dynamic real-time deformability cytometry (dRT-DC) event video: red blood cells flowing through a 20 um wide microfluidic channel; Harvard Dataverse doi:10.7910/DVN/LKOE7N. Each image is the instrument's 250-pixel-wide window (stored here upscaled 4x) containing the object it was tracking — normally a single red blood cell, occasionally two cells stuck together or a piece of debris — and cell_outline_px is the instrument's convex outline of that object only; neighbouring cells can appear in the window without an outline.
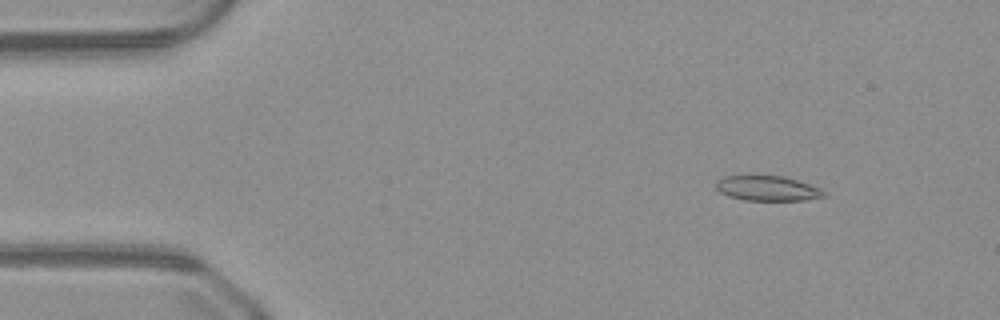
{"species": "common noctule bat (a hibernating species)", "species_latin": "Nyctalus noctula", "temperature_condition": "warm", "stored_images_in_passage": 45, "camera_frame_rate_fps": 3000, "um_per_image_px": 0.085, "animal": {"sex": "male", "body_mass_g": 23.1, "forearm_length_mm": 52.7}, "frame": {"image": 1, "passage_image": 1, "time_ms": 0.0, "image_size_px": [1000, 320], "cell_outline_px": [[824, 196], [804, 200], [744, 200], [728, 196], [720, 192], [716, 188], [716, 180], [724, 176], [784, 176], [820, 188], [824, 192]], "centroid_in_image_um": [65.18, 16.01], "position_along_channel_um": 19.8, "area_um2": 15.49}}
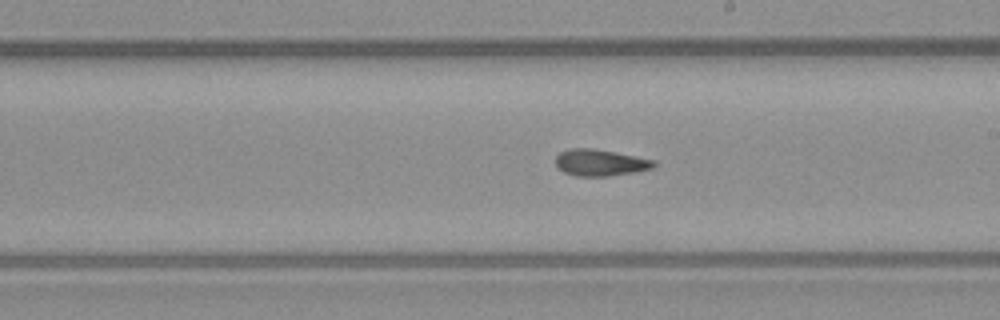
{"frame": {"image": 2, "passage_image": 23, "time_ms": 7.333, "image_size_px": [1000, 320], "cell_outline_px": [[656, 164], [652, 168], [636, 172], [608, 176], [576, 176], [564, 172], [556, 168], [556, 156], [560, 152], [572, 148], [592, 148], [656, 160]], "centroid_in_image_um": [51.0, 13.83], "position_along_channel_um": 238.0, "area_um2": 15.2}}
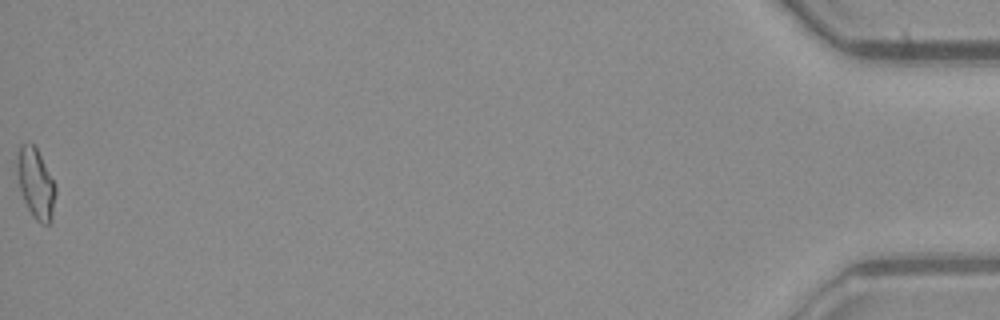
{"frame": {"image": 3, "passage_image": 45, "time_ms": 14.667, "image_size_px": [1000, 320], "cell_outline_px": [[56, 192], [52, 220], [48, 224], [40, 224], [32, 216], [24, 200], [20, 188], [16, 172], [16, 156], [20, 144], [32, 144], [36, 148], [56, 184]], "centroid_in_image_um": [3.04, 15.61], "position_along_channel_um": 432.2, "area_um2": 15.84}}